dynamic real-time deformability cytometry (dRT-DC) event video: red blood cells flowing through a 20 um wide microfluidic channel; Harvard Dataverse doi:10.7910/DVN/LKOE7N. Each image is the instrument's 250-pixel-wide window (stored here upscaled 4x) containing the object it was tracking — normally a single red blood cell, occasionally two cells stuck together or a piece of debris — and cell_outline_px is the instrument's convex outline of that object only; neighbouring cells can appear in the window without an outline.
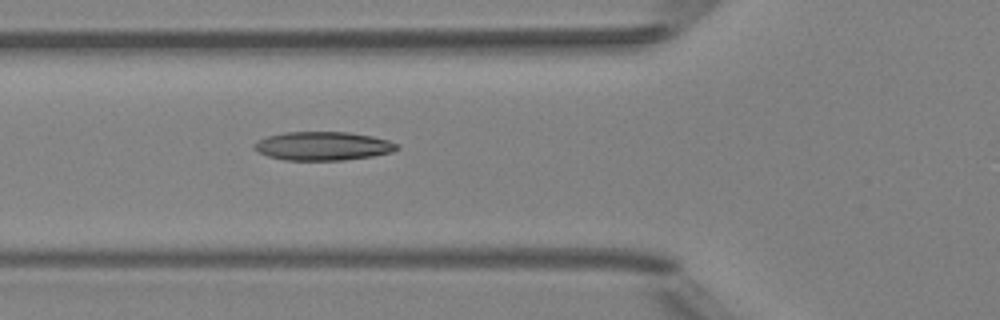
{"species": "Egyptian fruit bat (a non-hibernating species)", "species_latin": "Rousettus aegyptiacus", "temperature_condition": "room temperature", "stored_images_in_passage": 5, "camera_frame_rate_fps": 3000, "um_per_image_px": 0.085, "animal": {"sex": "female"}, "frame": {"image": 1, "passage_image": 5, "time_ms": 4.333, "image_size_px": [1000, 320], "cell_outline_px": [[400, 148], [392, 152], [372, 156], [344, 160], [284, 160], [268, 156], [252, 148], [252, 144], [256, 140], [268, 136], [284, 132], [348, 132], [372, 136], [388, 140], [400, 144]], "centroid_in_image_um": [27.45, 12.41], "position_along_channel_um": 98.4, "area_um2": 23.99}}